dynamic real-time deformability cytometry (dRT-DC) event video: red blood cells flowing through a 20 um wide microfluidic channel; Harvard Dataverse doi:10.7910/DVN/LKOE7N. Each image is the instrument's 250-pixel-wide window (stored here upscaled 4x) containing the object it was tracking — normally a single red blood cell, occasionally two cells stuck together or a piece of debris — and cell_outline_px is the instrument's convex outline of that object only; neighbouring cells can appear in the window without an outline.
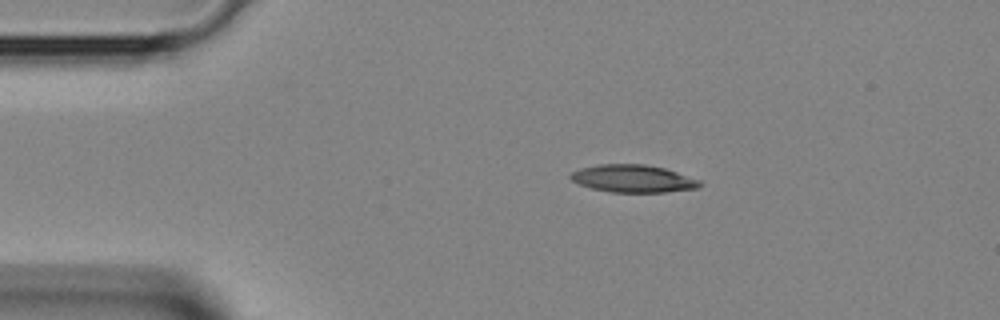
{"species": "Egyptian fruit bat (a non-hibernating species)", "species_latin": "Rousettus aegyptiacus", "temperature_condition": "room temperature", "stored_images_in_passage": 35, "camera_frame_rate_fps": 3000, "um_per_image_px": 0.085, "animal": {"sex": "female"}, "frame": {"image": 1, "passage_image": 1, "time_ms": 0.0, "image_size_px": [1000, 320], "cell_outline_px": [[704, 184], [700, 188], [664, 192], [612, 192], [592, 188], [580, 184], [572, 180], [568, 176], [572, 172], [580, 168], [596, 164], [644, 164], [664, 168], [700, 180]], "centroid_in_image_um": [53.82, 15.18], "position_along_channel_um": 31.2, "area_um2": 20.75}}
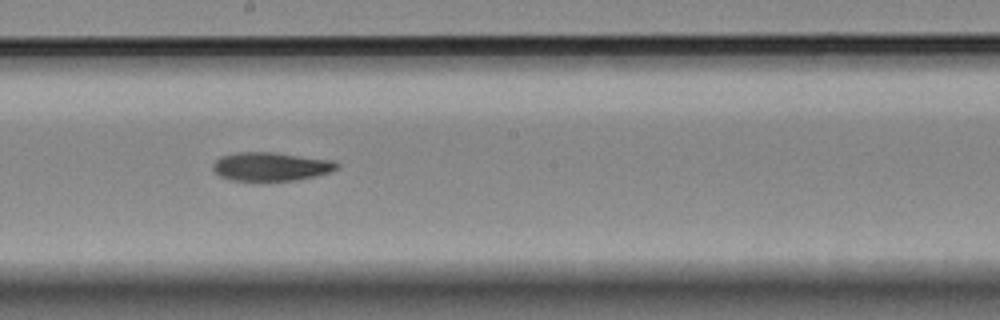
{"frame": {"image": 2, "passage_image": 16, "time_ms": 5.0, "image_size_px": [1000, 320], "cell_outline_px": [[340, 164], [336, 168], [328, 172], [296, 180], [232, 180], [220, 176], [212, 168], [212, 164], [220, 156], [236, 152], [276, 152], [332, 160]], "centroid_in_image_um": [22.99, 14.13], "position_along_channel_um": 225.2, "area_um2": 20.46}}
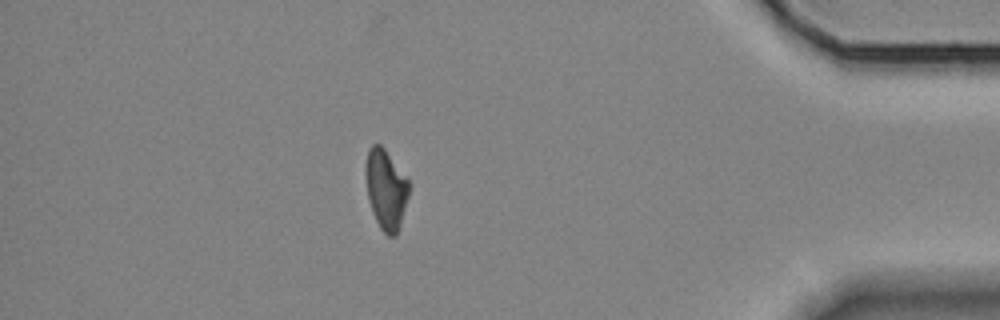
{"frame": {"image": 3, "passage_image": 30, "time_ms": 9.667, "image_size_px": [1000, 320], "cell_outline_px": [[408, 196], [400, 224], [396, 236], [388, 236], [380, 228], [372, 212], [368, 200], [364, 172], [364, 164], [368, 148], [372, 144], [380, 144], [384, 148], [408, 180]], "centroid_in_image_um": [32.75, 16.07], "position_along_channel_um": 402.4, "area_um2": 20.17}}